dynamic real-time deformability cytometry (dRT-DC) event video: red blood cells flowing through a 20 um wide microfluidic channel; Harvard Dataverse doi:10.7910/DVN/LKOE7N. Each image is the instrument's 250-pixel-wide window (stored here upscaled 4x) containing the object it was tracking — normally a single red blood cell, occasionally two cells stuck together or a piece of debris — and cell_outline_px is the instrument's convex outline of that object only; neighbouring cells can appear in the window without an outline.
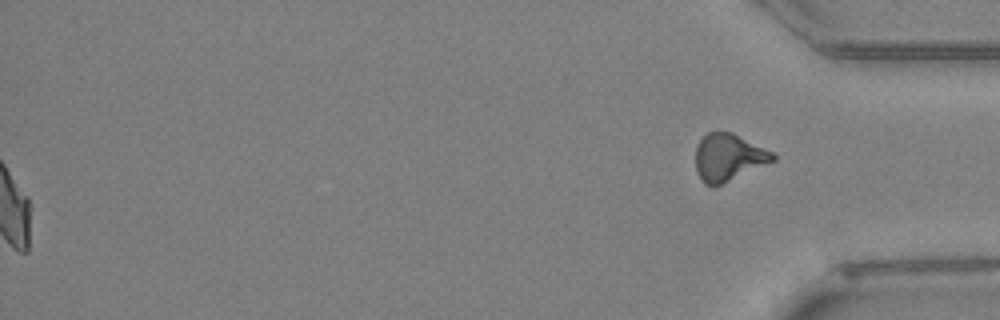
{"species": "Egyptian fruit bat (a non-hibernating species)", "species_latin": "Rousettus aegyptiacus", "temperature_condition": "warm", "stored_images_in_passage": 61, "segment_of_instrument_passage": [2, 2], "camera_frame_rate_fps": 3000, "um_per_image_px": 0.085, "animal": {"sex": "female"}, "frame": {"image": 1, "passage_image": 61, "time_ms": 20.0, "image_size_px": [1000, 320], "cell_outline_px": [[776, 160], [712, 188], [704, 184], [696, 172], [696, 148], [700, 140], [708, 132], [732, 132], [772, 152], [776, 156]], "centroid_in_image_um": [61.9, 13.39], "position_along_channel_um": 373.3, "area_um2": 21.1}}